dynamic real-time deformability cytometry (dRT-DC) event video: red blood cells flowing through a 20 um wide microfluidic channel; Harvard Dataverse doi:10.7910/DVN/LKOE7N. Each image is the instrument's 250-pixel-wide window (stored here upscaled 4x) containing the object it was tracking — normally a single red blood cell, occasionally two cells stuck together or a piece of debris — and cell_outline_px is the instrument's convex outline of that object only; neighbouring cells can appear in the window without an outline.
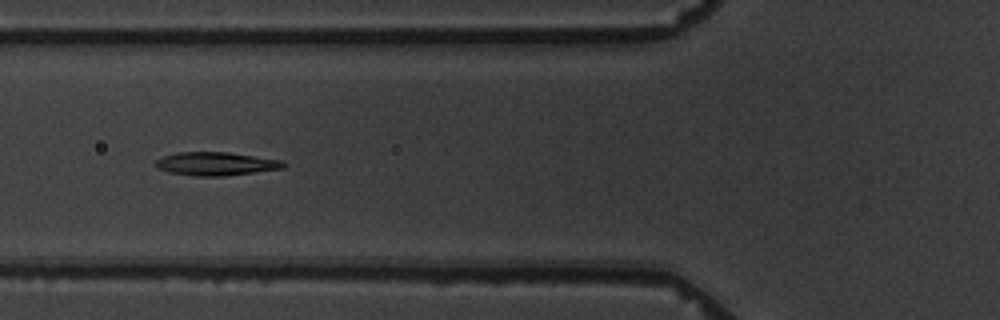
{"species": "common noctule bat (a hibernating species)", "species_latin": "Nyctalus noctula", "temperature_condition": "warm", "stored_images_in_passage": 6, "camera_frame_rate_fps": 3000, "um_per_image_px": 0.085, "animal": {"sex": "male", "body_mass_g": 19.5, "forearm_length_mm": 54.6}, "frame": {"image": 1, "passage_image": 3, "time_ms": 2.333, "image_size_px": [1000, 320], "cell_outline_px": [[288, 164], [284, 168], [224, 176], [196, 176], [168, 172], [156, 168], [152, 164], [156, 160], [164, 156], [176, 152], [228, 152], [284, 160]], "centroid_in_image_um": [18.35, 13.92], "position_along_channel_um": 107.4, "area_um2": 17.63}}
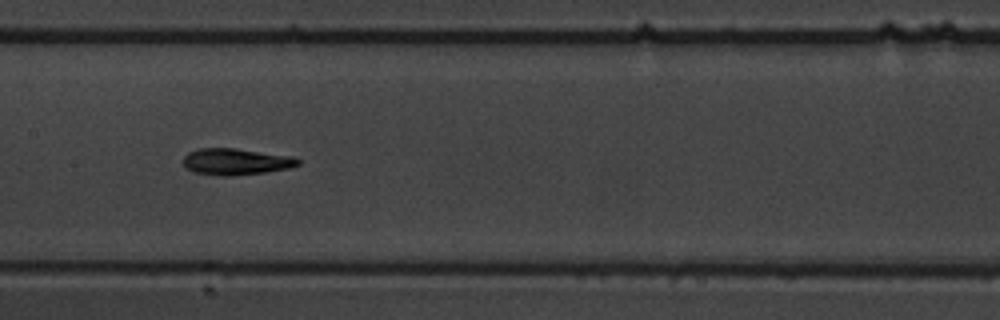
{"frame": {"image": 2, "passage_image": 5, "time_ms": 4.667, "image_size_px": [1000, 320], "cell_outline_px": [[300, 164], [288, 168], [268, 172], [228, 176], [220, 176], [196, 172], [188, 168], [184, 164], [184, 156], [188, 152], [200, 148], [236, 148], [292, 156], [300, 160]], "centroid_in_image_um": [20.08, 13.73], "position_along_channel_um": 187.3, "area_um2": 17.63}}
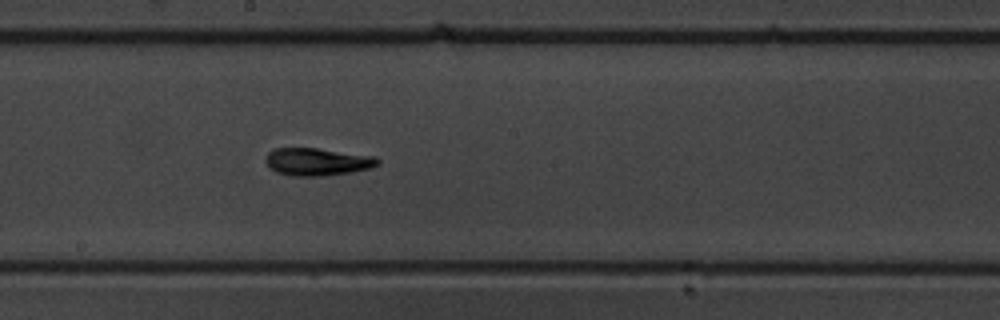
{"frame": {"image": 3, "passage_image": 6, "time_ms": 5.667, "image_size_px": [1000, 320], "cell_outline_px": [[380, 164], [372, 168], [352, 172], [320, 176], [292, 176], [276, 172], [264, 160], [268, 152], [276, 148], [316, 148], [376, 156], [380, 160]], "centroid_in_image_um": [27.01, 13.75], "position_along_channel_um": 221.2, "area_um2": 18.09}}